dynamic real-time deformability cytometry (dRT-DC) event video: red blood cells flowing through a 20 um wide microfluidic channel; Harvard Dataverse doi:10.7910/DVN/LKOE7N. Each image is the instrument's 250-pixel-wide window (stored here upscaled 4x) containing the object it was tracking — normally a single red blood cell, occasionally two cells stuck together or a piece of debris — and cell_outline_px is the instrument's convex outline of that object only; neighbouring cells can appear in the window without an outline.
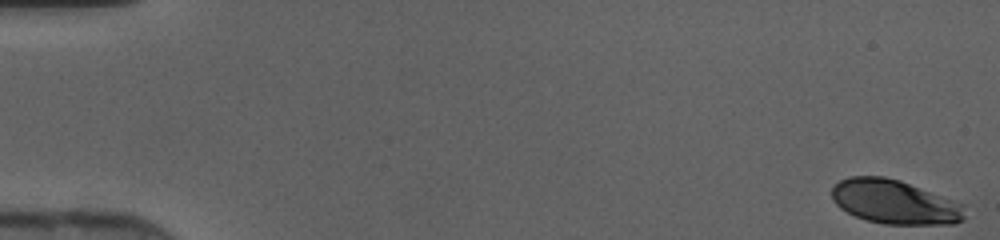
{"species": "human", "species_latin": "Homo sapiens", "temperature_condition": "cold", "stored_images_in_passage": 47, "camera_frame_rate_fps": 3000, "um_per_image_px": 0.085, "donor": {"sex": "female"}, "frame": {"image": 1, "passage_image": 1, "time_ms": 0.0, "image_size_px": [1000, 240], "cell_outline_px": [[964, 220], [952, 224], [884, 224], [864, 220], [840, 208], [832, 200], [832, 188], [840, 180], [848, 176], [884, 176], [900, 180], [964, 204]], "centroid_in_image_um": [76.03, 17.16], "position_along_channel_um": 9.0, "area_um2": 34.22}}
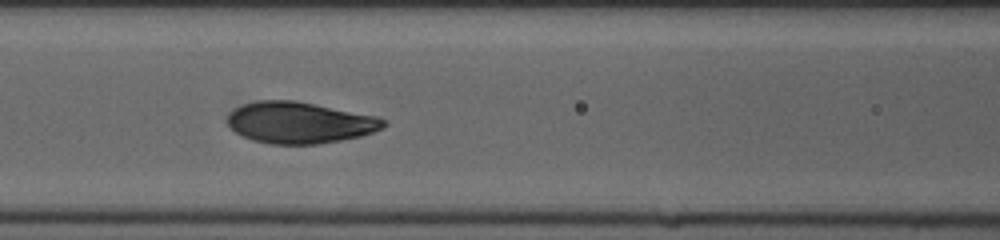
{"frame": {"image": 2, "passage_image": 21, "time_ms": 6.667, "image_size_px": [1000, 240], "cell_outline_px": [[388, 124], [384, 128], [360, 136], [340, 140], [316, 144], [272, 144], [252, 140], [236, 132], [228, 124], [228, 116], [236, 108], [244, 104], [260, 100], [296, 100], [376, 116], [388, 120]], "centroid_in_image_um": [25.51, 10.42], "position_along_channel_um": 141.1, "area_um2": 37.45}}
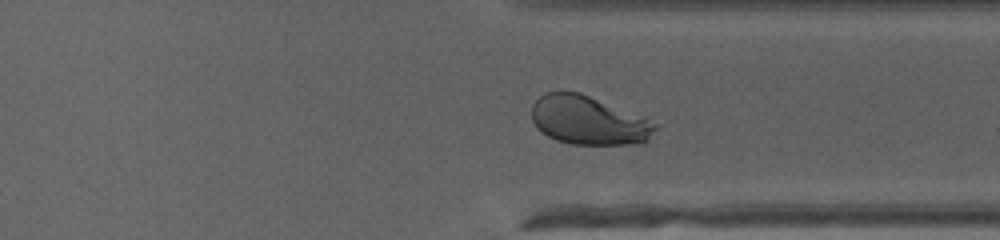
{"frame": {"image": 3, "passage_image": 36, "time_ms": 11.667, "image_size_px": [1000, 240], "cell_outline_px": [[664, 124], [648, 140], [628, 144], [572, 144], [556, 140], [540, 132], [536, 128], [532, 120], [532, 104], [544, 92], [580, 92], [644, 116]], "centroid_in_image_um": [50.09, 10.23], "position_along_channel_um": 361.3, "area_um2": 35.66}}